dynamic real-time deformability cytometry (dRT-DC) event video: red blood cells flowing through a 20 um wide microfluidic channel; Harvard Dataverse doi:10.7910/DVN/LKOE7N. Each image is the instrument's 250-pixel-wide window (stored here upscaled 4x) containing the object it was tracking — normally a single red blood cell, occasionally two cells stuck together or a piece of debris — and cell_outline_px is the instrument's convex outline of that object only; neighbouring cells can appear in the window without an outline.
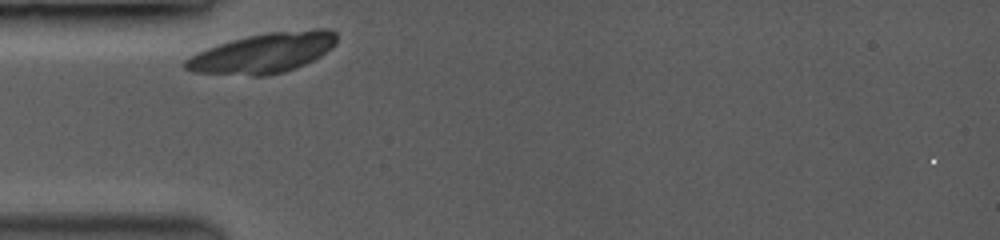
{"species": "common noctule bat (a hibernating species)", "species_latin": "Nyctalus noctula", "temperature_condition": "room temperature", "stored_images_in_passage": 18, "camera_frame_rate_fps": 3500, "um_per_image_px": 0.085, "animal": {"sex": "female", "body_mass_g": 19.0, "forearm_length_mm": 53.3}, "frame": {"image": 1, "passage_image": 1, "time_ms": 0.0, "image_size_px": [1000, 240], "cell_outline_px": [[336, 44], [332, 48], [320, 56], [304, 64], [284, 72], [268, 76], [252, 76], [192, 72], [184, 68], [180, 64], [184, 60], [196, 52], [232, 40], [248, 36], [268, 32], [316, 28], [328, 28], [336, 32]], "centroid_in_image_um": [22.36, 4.51], "position_along_channel_um": 62.6, "area_um2": 35.49}}
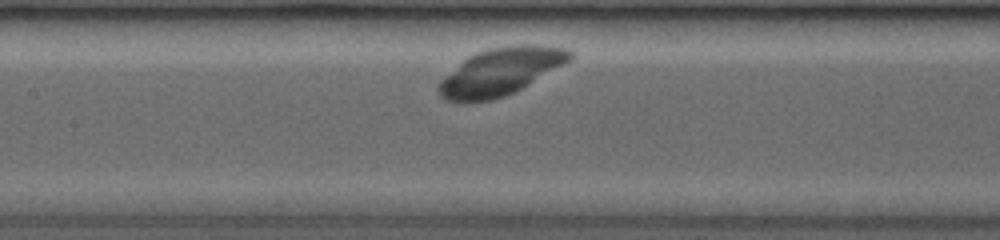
{"frame": {"image": 2, "passage_image": 6, "time_ms": 2.857, "image_size_px": [1000, 240], "cell_outline_px": [[572, 60], [520, 88], [512, 92], [488, 100], [448, 100], [440, 92], [440, 80], [444, 76], [468, 56], [476, 52], [488, 48], [512, 44], [536, 44], [564, 48], [572, 52]], "centroid_in_image_um": [42.6, 6.02], "position_along_channel_um": 164.8, "area_um2": 35.14}}
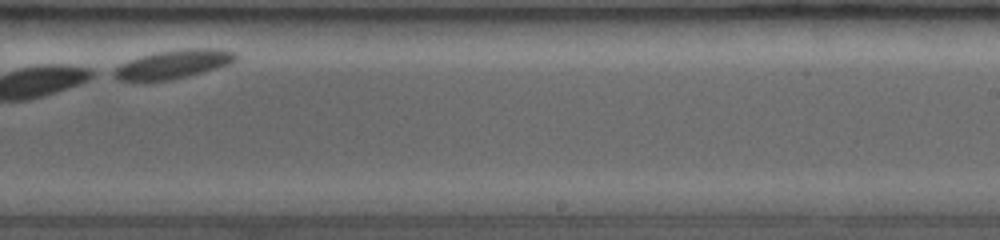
{"frame": {"image": 3, "passage_image": 12, "time_ms": 6.0, "image_size_px": [1000, 240], "cell_outline_px": [[240, 56], [236, 60], [228, 64], [200, 72], [168, 80], [120, 80], [108, 72], [120, 64], [140, 56], [156, 52], [180, 48], [220, 48], [236, 52]], "centroid_in_image_um": [14.73, 5.42], "position_along_channel_um": 274.3, "area_um2": 20.23}}